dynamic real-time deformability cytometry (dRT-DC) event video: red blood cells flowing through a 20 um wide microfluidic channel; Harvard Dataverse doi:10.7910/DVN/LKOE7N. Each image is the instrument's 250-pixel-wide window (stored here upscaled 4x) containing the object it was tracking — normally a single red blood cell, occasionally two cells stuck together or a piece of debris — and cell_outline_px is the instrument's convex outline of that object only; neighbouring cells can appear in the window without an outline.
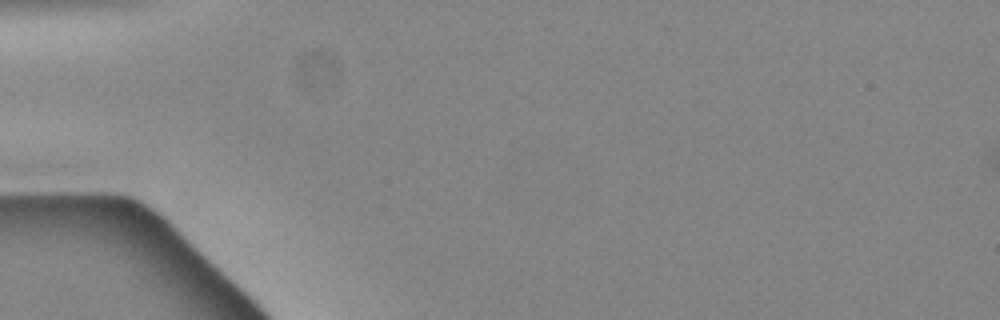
{"species": "common noctule bat (a hibernating species)", "species_latin": "Nyctalus noctula", "temperature_condition": "cold", "stored_images_in_passage": 3, "camera_frame_rate_fps": 3000, "um_per_image_px": 0.085, "animal": {"sex": "male", "body_mass_g": 19.2, "forearm_length_mm": 51.8}, "frame": {"image": 1, "passage_image": 1, "time_ms": 0.0, "image_size_px": [1000, 320], "cell_outline_px": [[340, 80], [328, 92], [304, 92], [300, 88], [296, 72], [300, 56], [304, 52], [316, 48], [324, 52], [328, 56], [340, 76]], "centroid_in_image_um": [26.9, 6.13], "position_along_channel_um": 58.1, "area_um2": 10.4}}